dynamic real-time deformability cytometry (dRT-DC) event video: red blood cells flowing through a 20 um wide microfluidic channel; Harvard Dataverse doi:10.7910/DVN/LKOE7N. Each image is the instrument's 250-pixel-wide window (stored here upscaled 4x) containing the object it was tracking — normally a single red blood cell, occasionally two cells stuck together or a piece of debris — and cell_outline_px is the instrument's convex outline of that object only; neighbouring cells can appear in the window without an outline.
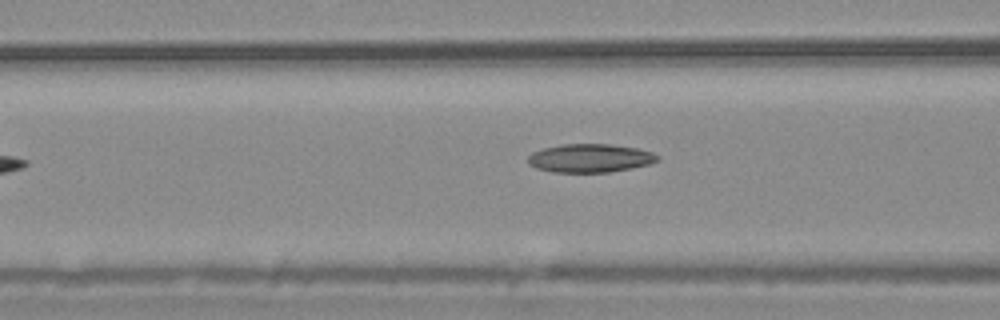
{"species": "common noctule bat (a hibernating species)", "species_latin": "Nyctalus noctula", "temperature_condition": "warm", "stored_images_in_passage": 31, "camera_frame_rate_fps": 3000, "um_per_image_px": 0.085, "animal": {"sex": "male", "body_mass_g": 20.4}, "frame": {"image": 1, "passage_image": 5, "time_ms": 1.333, "image_size_px": [1000, 320], "cell_outline_px": [[660, 160], [648, 164], [608, 172], [552, 172], [536, 168], [528, 164], [528, 156], [532, 152], [544, 148], [560, 144], [608, 144], [636, 148], [652, 152], [660, 156]], "centroid_in_image_um": [50.13, 13.44], "position_along_channel_um": 116.5, "area_um2": 21.39}}
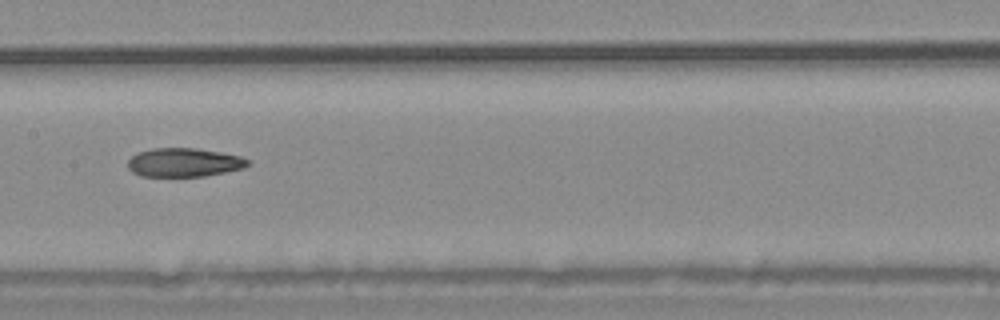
{"frame": {"image": 2, "passage_image": 11, "time_ms": 3.333, "image_size_px": [1000, 320], "cell_outline_px": [[248, 164], [244, 168], [204, 176], [140, 176], [132, 172], [128, 168], [128, 160], [136, 152], [152, 148], [196, 148], [220, 152], [240, 156], [248, 160]], "centroid_in_image_um": [15.59, 13.8], "position_along_channel_um": 191.8, "area_um2": 20.06}}
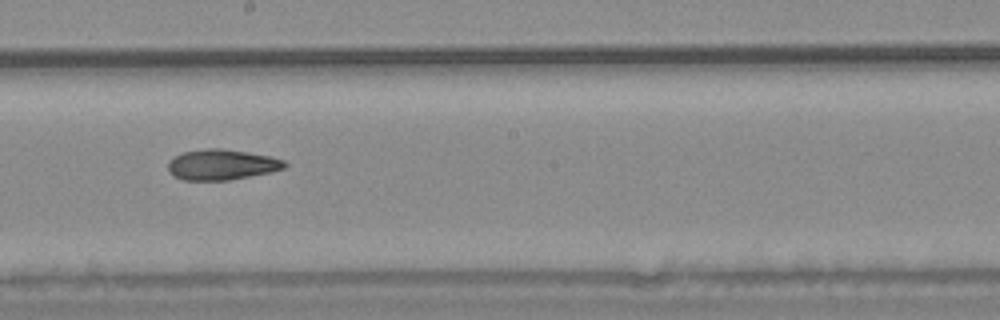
{"frame": {"image": 3, "passage_image": 14, "time_ms": 4.333, "image_size_px": [1000, 320], "cell_outline_px": [[288, 164], [284, 168], [272, 172], [228, 180], [184, 180], [168, 172], [168, 160], [184, 152], [204, 148], [220, 148], [268, 156], [284, 160]], "centroid_in_image_um": [18.83, 14.0], "position_along_channel_um": 229.4, "area_um2": 20.58}, "authors_computed_cell_mechanics": {"area_um2": 20.808, "velocity_mm_per_s": 3.7578, "shape_relaxation_time_tau1_ms": null, "shape_relaxation_time_tau2_ms": 5.1981, "deformation_change_tau1": null, "deformation_change_tau2": 0.1438}}